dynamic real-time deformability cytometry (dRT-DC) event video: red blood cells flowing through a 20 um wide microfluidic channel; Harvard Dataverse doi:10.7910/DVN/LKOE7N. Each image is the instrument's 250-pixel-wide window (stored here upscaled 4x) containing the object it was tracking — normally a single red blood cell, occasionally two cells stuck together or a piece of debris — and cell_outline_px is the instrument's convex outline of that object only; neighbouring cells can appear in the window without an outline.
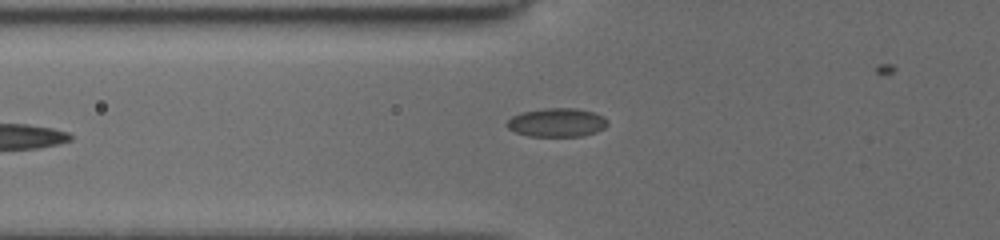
{"species": "common noctule bat (a hibernating species)", "species_latin": "Nyctalus noctula", "temperature_condition": "cold", "stored_images_in_passage": 18, "camera_frame_rate_fps": 3000, "um_per_image_px": 0.085, "animal": {"sex": "female", "body_mass_g": 19.5, "forearm_length_mm": 54.1}, "frame": {"image": 1, "passage_image": 18, "time_ms": 8.0, "image_size_px": [1000, 240], "cell_outline_px": [[608, 124], [604, 128], [596, 132], [580, 136], [528, 136], [516, 132], [508, 128], [504, 124], [512, 116], [520, 112], [544, 108], [576, 108], [592, 112], [604, 116], [608, 120]], "centroid_in_image_um": [47.32, 10.4], "position_along_channel_um": 78.5, "area_um2": 16.94}}